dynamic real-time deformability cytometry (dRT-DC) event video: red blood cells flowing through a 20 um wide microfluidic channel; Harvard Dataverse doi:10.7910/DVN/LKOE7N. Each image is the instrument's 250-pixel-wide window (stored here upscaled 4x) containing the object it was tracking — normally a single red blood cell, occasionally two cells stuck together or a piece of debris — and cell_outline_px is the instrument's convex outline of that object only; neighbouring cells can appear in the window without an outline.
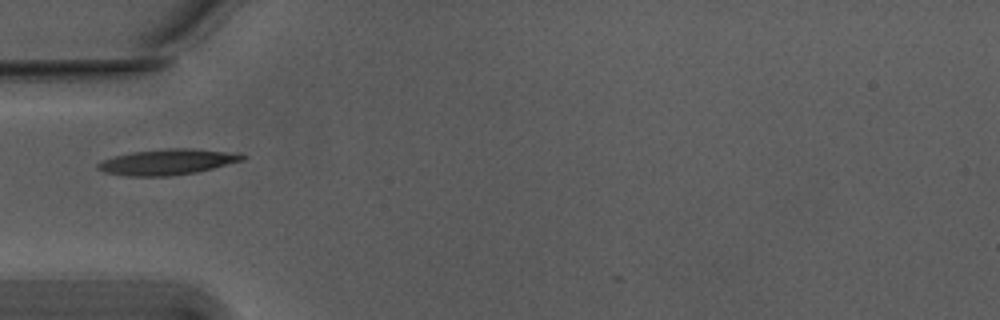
{"species": "Egyptian fruit bat (a non-hibernating species)", "species_latin": "Rousettus aegyptiacus", "temperature_condition": "warm", "stored_images_in_passage": 27, "camera_frame_rate_fps": 3000, "um_per_image_px": 0.085, "animal": {"sex": "male"}, "frame": {"image": 1, "passage_image": 1, "time_ms": 0.0, "image_size_px": [1000, 320], "cell_outline_px": [[248, 156], [244, 160], [196, 172], [168, 176], [128, 176], [104, 172], [96, 168], [96, 164], [104, 160], [116, 156], [132, 152], [164, 148], [192, 148], [240, 152]], "centroid_in_image_um": [14.3, 13.75], "position_along_channel_um": 70.7, "area_um2": 21.79}}
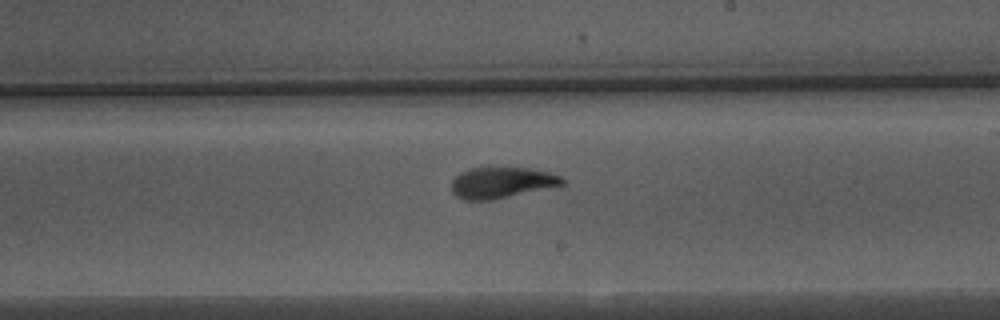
{"frame": {"image": 2, "passage_image": 15, "time_ms": 4.667, "image_size_px": [1000, 320], "cell_outline_px": [[564, 184], [492, 200], [464, 200], [456, 196], [452, 192], [452, 180], [460, 172], [468, 168], [528, 168], [548, 172], [560, 176], [564, 180]], "centroid_in_image_um": [42.59, 15.52], "position_along_channel_um": 246.4, "area_um2": 19.77}}
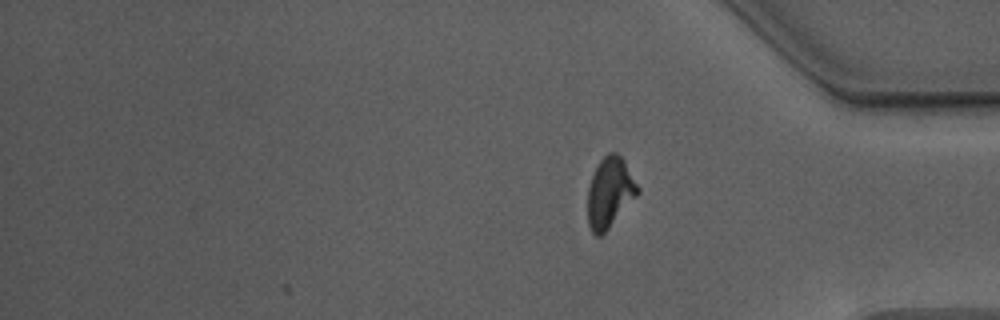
{"frame": {"image": 3, "passage_image": 27, "time_ms": 8.667, "image_size_px": [1000, 320], "cell_outline_px": [[640, 192], [608, 228], [600, 236], [596, 236], [592, 232], [588, 224], [588, 188], [592, 176], [600, 160], [608, 152], [616, 152], [624, 160], [640, 188]], "centroid_in_image_um": [51.84, 16.34], "position_along_channel_um": 383.4, "area_um2": 20.23}, "authors_computed_cell_mechanics": {"area_um2": 20.3456, "velocity_mm_per_s": 3.7557, "shape_relaxation_time_tau1_ms": 4.3702, "shape_relaxation_time_tau2_ms": 1.4533, "deformation_change_tau1": 0.1709, "deformation_change_tau2": 0.0805}}